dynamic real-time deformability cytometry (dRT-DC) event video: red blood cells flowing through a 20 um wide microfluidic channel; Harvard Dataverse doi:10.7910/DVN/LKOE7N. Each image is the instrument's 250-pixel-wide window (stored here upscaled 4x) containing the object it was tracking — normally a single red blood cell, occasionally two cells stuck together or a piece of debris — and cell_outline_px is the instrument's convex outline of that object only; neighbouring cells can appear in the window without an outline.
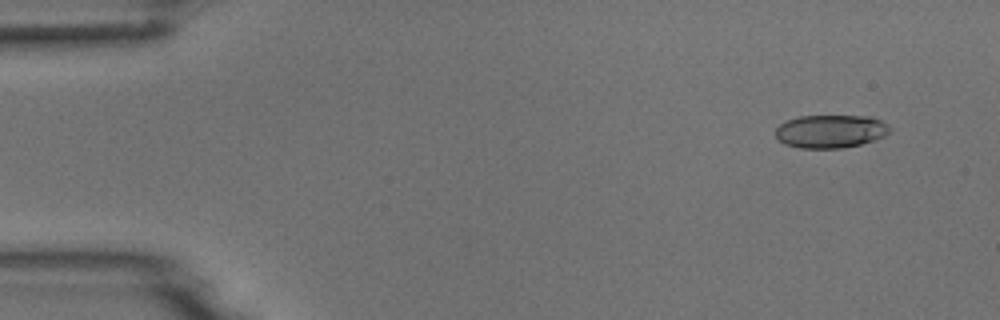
{"species": "common noctule bat (a hibernating species)", "species_latin": "Nyctalus noctula", "temperature_condition": "room temperature", "stored_images_in_passage": 5, "segment_of_instrument_passage": [1, 2], "camera_frame_rate_fps": 3000, "um_per_image_px": 0.085, "animal": {"sex": "male", "body_mass_g": 18.8}, "frame": {"image": 1, "passage_image": 1, "time_ms": 0.0, "image_size_px": [1000, 320], "cell_outline_px": [[892, 128], [884, 136], [876, 140], [860, 144], [840, 148], [800, 148], [784, 144], [776, 136], [776, 128], [780, 124], [788, 120], [800, 116], [872, 116], [888, 124]], "centroid_in_image_um": [70.62, 11.16], "position_along_channel_um": 14.4, "area_um2": 22.08}}
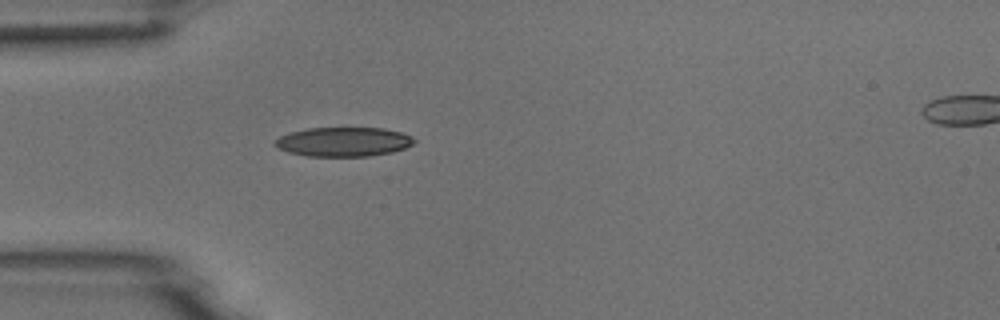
{"frame": {"image": 2, "passage_image": 4, "time_ms": 1.0, "image_size_px": [1000, 320], "cell_outline_px": [[416, 140], [412, 144], [404, 148], [392, 152], [368, 156], [308, 156], [288, 152], [272, 144], [272, 140], [288, 132], [308, 128], [384, 128], [400, 132], [412, 136]], "centroid_in_image_um": [29.16, 12.05], "position_along_channel_um": 55.8, "area_um2": 23.81}}